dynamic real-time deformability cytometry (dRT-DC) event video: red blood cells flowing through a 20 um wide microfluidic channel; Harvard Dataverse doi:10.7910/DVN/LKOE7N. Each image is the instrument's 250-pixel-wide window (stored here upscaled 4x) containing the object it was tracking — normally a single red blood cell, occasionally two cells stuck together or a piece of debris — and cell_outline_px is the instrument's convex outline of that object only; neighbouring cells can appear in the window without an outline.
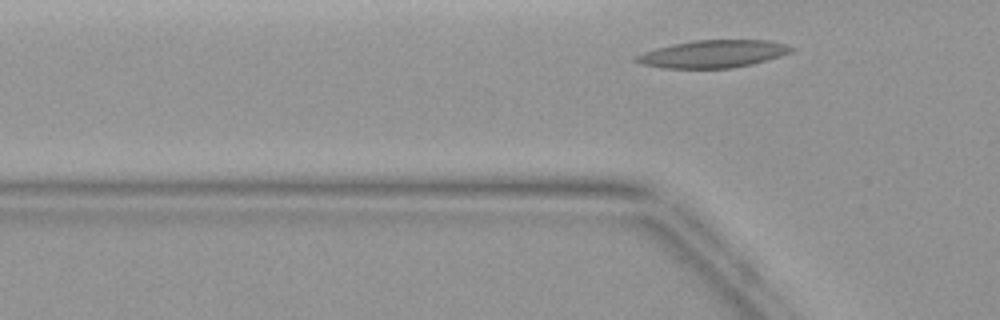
{"species": "common noctule bat (a hibernating species)", "species_latin": "Nyctalus noctula", "temperature_condition": "warm", "stored_images_in_passage": 4, "segment_of_instrument_passage": [2, 2], "camera_frame_rate_fps": 3000, "um_per_image_px": 0.085, "animal": {"sex": "female", "body_mass_g": 19.9}, "frame": {"image": 1, "passage_image": 4, "time_ms": 4.667, "image_size_px": [1000, 320], "cell_outline_px": [[796, 48], [792, 52], [780, 56], [752, 64], [732, 68], [664, 68], [644, 64], [632, 60], [632, 56], [656, 48], [672, 44], [696, 40], [768, 40], [788, 44]], "centroid_in_image_um": [60.62, 4.58], "position_along_channel_um": 65.2, "area_um2": 24.97}}